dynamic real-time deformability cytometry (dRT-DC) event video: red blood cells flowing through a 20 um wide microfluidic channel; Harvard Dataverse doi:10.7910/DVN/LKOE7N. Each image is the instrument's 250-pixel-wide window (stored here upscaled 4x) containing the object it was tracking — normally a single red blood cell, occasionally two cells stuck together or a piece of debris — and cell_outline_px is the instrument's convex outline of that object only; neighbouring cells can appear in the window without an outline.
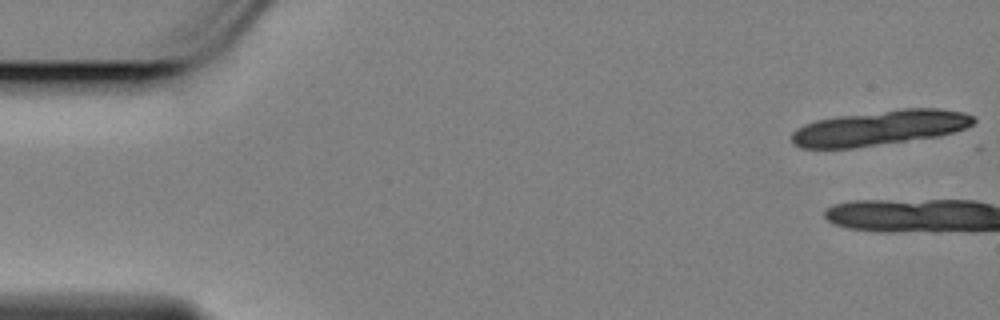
{"species": "Egyptian fruit bat (a non-hibernating species)", "species_latin": "Rousettus aegyptiacus", "temperature_condition": "cold", "stored_images_in_passage": 4, "camera_frame_rate_fps": 3000, "um_per_image_px": 0.085, "animal": {"sex": "female"}, "frame": {"image": 1, "passage_image": 1, "time_ms": 0.0, "image_size_px": [1000, 320], "cell_outline_px": [[976, 120], [972, 124], [964, 128], [952, 132], [936, 136], [852, 148], [800, 148], [792, 144], [792, 132], [796, 128], [804, 124], [816, 120], [836, 116], [900, 108], [940, 108], [964, 112], [972, 116]], "centroid_in_image_um": [74.74, 10.85], "position_along_channel_um": 10.3, "area_um2": 37.05}}